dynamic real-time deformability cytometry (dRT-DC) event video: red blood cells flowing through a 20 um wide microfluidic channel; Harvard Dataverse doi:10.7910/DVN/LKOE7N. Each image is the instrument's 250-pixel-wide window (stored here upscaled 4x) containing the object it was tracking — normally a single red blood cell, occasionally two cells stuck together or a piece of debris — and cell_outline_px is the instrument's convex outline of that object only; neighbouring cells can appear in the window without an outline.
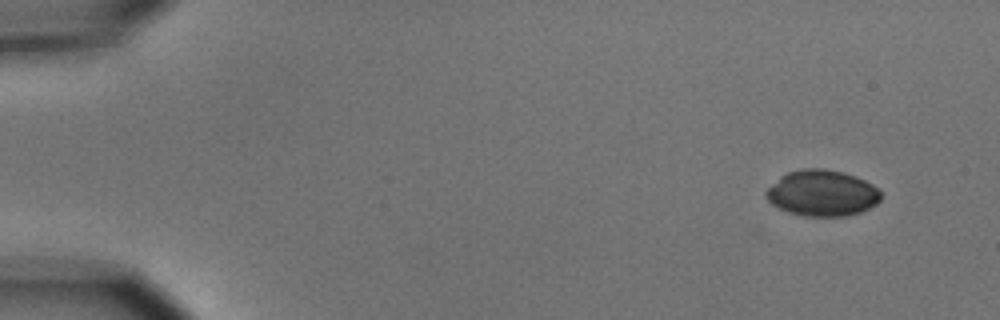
{"species": "common noctule bat (a hibernating species)", "species_latin": "Nyctalus noctula", "temperature_condition": "cold", "stored_images_in_passage": 4, "camera_frame_rate_fps": 3000, "um_per_image_px": 0.085, "animal": {"sex": "male", "body_mass_g": 15.6}, "frame": {"image": 1, "passage_image": 1, "time_ms": 0.0, "image_size_px": [1000, 320], "cell_outline_px": [[880, 200], [876, 204], [860, 212], [844, 216], [804, 216], [788, 212], [772, 204], [764, 196], [764, 192], [780, 176], [788, 172], [804, 168], [824, 168], [856, 176], [880, 188]], "centroid_in_image_um": [69.87, 16.41], "position_along_channel_um": 15.1, "area_um2": 30.81}}
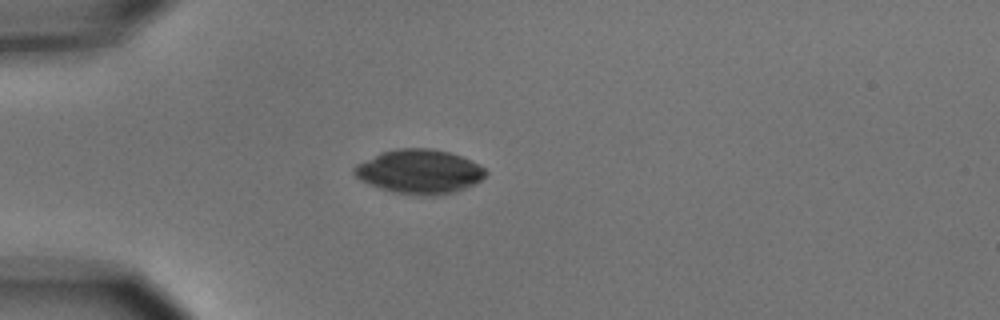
{"frame": {"image": 2, "passage_image": 4, "time_ms": 3.667, "image_size_px": [1000, 320], "cell_outline_px": [[488, 172], [480, 180], [464, 188], [452, 192], [420, 196], [396, 192], [380, 188], [360, 180], [352, 172], [352, 168], [356, 164], [380, 152], [400, 148], [428, 148], [448, 152], [460, 156], [480, 164]], "centroid_in_image_um": [35.61, 14.57], "position_along_channel_um": 49.4, "area_um2": 33.47}}